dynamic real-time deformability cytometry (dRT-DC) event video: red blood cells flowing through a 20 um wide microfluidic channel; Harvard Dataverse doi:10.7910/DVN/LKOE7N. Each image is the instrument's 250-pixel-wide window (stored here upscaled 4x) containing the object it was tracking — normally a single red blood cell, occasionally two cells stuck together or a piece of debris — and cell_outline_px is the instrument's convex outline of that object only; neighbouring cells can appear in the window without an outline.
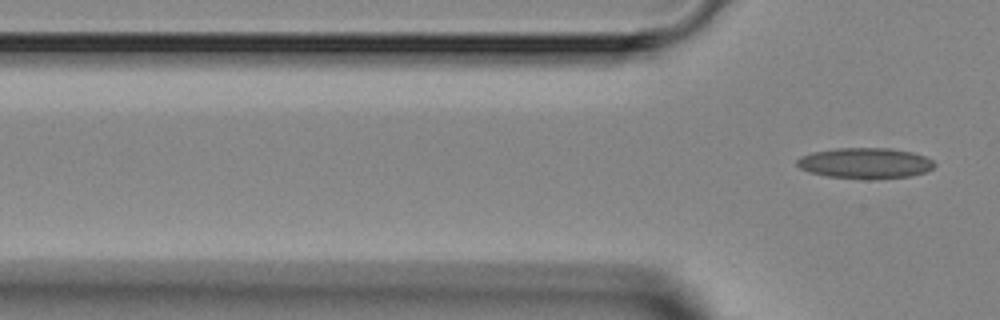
{"species": "Egyptian fruit bat (a non-hibernating species)", "species_latin": "Rousettus aegyptiacus", "temperature_condition": "room temperature", "stored_images_in_passage": 4, "camera_frame_rate_fps": 3000, "um_per_image_px": 0.085, "animal": {"sex": "female"}, "frame": {"image": 1, "passage_image": 4, "time_ms": 4.333, "image_size_px": [1000, 320], "cell_outline_px": [[936, 164], [932, 168], [924, 172], [912, 176], [868, 180], [828, 176], [808, 172], [800, 168], [796, 164], [796, 160], [800, 156], [812, 152], [836, 148], [888, 148], [912, 152], [924, 156], [932, 160]], "centroid_in_image_um": [73.52, 13.88], "position_along_channel_um": 52.3, "area_um2": 24.8}}